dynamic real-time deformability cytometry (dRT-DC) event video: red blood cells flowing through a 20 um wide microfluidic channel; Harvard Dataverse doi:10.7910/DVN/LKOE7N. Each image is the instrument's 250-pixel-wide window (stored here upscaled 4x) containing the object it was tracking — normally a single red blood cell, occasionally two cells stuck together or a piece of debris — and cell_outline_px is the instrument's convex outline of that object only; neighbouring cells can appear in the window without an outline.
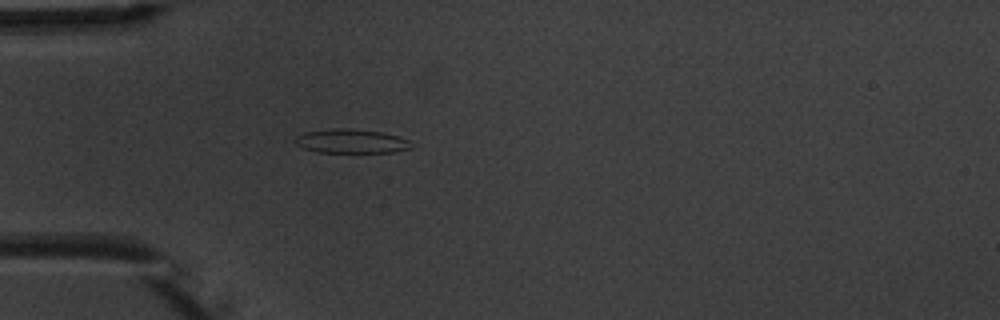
{"species": "common noctule bat (a hibernating species)", "species_latin": "Nyctalus noctula", "temperature_condition": "warm", "stored_images_in_passage": 2, "camera_frame_rate_fps": 3000, "um_per_image_px": 0.085, "animal": {"sex": "male", "body_mass_g": 20.1, "forearm_length_mm": 53.5}, "frame": {"image": 1, "passage_image": 2, "time_ms": 1.333, "image_size_px": [1000, 320], "cell_outline_px": [[412, 148], [396, 152], [316, 152], [304, 148], [296, 144], [296, 136], [304, 132], [332, 128], [348, 128], [380, 132], [396, 136], [408, 140]], "centroid_in_image_um": [29.83, 12.0], "position_along_channel_um": 55.2, "area_um2": 16.13}}